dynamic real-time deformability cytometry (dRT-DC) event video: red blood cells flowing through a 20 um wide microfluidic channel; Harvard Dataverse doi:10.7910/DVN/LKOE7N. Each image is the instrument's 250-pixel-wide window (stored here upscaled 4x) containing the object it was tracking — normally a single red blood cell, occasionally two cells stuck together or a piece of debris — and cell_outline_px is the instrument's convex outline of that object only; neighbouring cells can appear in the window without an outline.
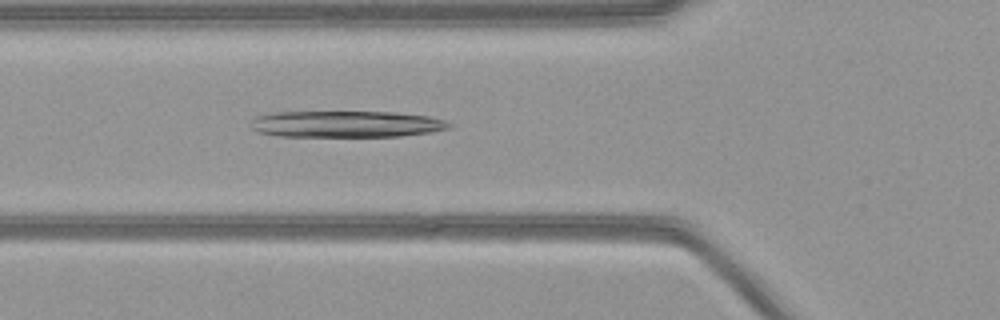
{"species": "common noctule bat (a hibernating species)", "species_latin": "Nyctalus noctula", "temperature_condition": "warm", "stored_images_in_passage": 38, "camera_frame_rate_fps": 3000, "um_per_image_px": 0.085, "animal": {"sex": "female", "body_mass_g": 21.9}, "frame": {"image": 1, "passage_image": 4, "time_ms": 1.0, "image_size_px": [1000, 320], "cell_outline_px": [[452, 128], [432, 132], [400, 136], [276, 136], [256, 132], [252, 128], [252, 120], [256, 116], [276, 112], [396, 112], [428, 116], [444, 120], [452, 124]], "centroid_in_image_um": [29.45, 10.55], "position_along_channel_um": 96.4, "area_um2": 30.69}}
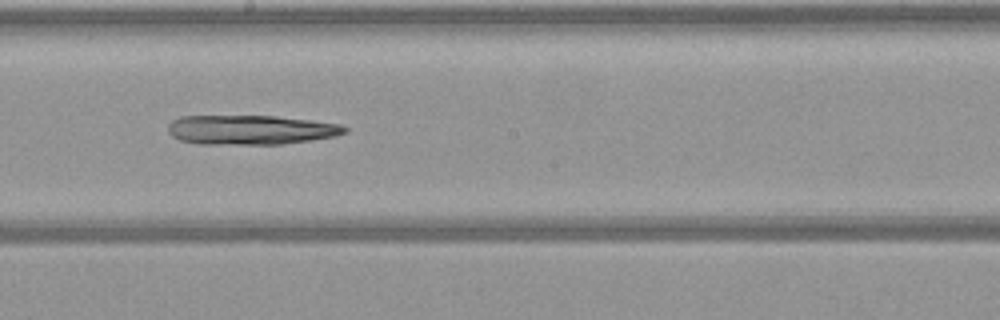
{"frame": {"image": 2, "passage_image": 14, "time_ms": 4.333, "image_size_px": [1000, 320], "cell_outline_px": [[348, 132], [336, 136], [312, 140], [280, 144], [196, 144], [180, 140], [172, 136], [168, 132], [168, 124], [172, 120], [180, 116], [276, 116], [340, 124], [348, 128]], "centroid_in_image_um": [21.29, 11.04], "position_along_channel_um": 226.9, "area_um2": 30.46}}
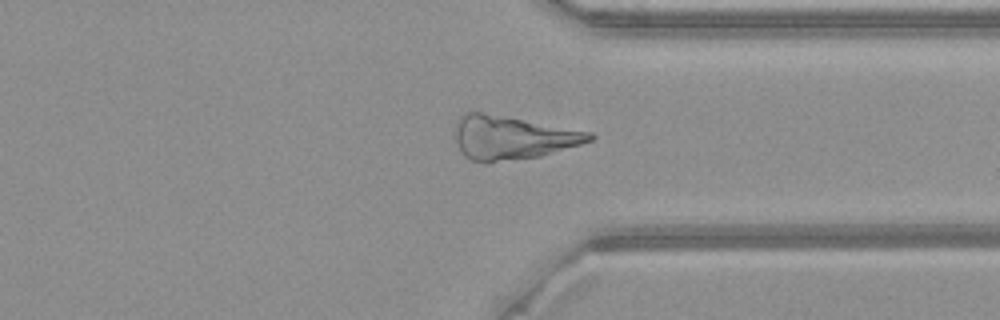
{"frame": {"image": 3, "passage_image": 25, "time_ms": 8.0, "image_size_px": [1000, 320], "cell_outline_px": [[596, 136], [592, 140], [580, 144], [540, 156], [484, 164], [472, 160], [464, 156], [456, 140], [456, 120], [464, 112], [484, 112], [592, 132]], "centroid_in_image_um": [43.52, 11.7], "position_along_channel_um": 367.9, "area_um2": 34.16}}